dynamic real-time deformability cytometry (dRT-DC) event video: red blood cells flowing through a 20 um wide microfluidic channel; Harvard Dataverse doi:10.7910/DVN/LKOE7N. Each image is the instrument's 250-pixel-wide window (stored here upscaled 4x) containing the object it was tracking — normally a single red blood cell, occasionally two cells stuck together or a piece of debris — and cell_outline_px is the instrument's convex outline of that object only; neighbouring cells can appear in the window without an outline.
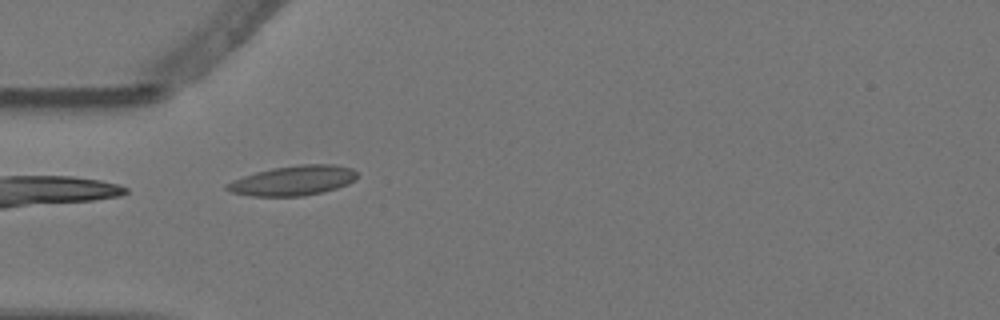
{"species": "Egyptian fruit bat (a non-hibernating species)", "species_latin": "Rousettus aegyptiacus", "temperature_condition": "warm", "stored_images_in_passage": 11, "camera_frame_rate_fps": 3000, "um_per_image_px": 0.085, "animal": {"sex": "female"}, "frame": {"image": 1, "passage_image": 1, "time_ms": 0.0, "image_size_px": [1000, 320], "cell_outline_px": [[356, 176], [348, 184], [324, 192], [304, 196], [252, 196], [232, 192], [224, 188], [224, 184], [232, 180], [256, 172], [272, 168], [300, 164], [336, 164], [352, 168], [356, 172]], "centroid_in_image_um": [24.9, 15.34], "position_along_channel_um": 60.1, "area_um2": 22.66}}
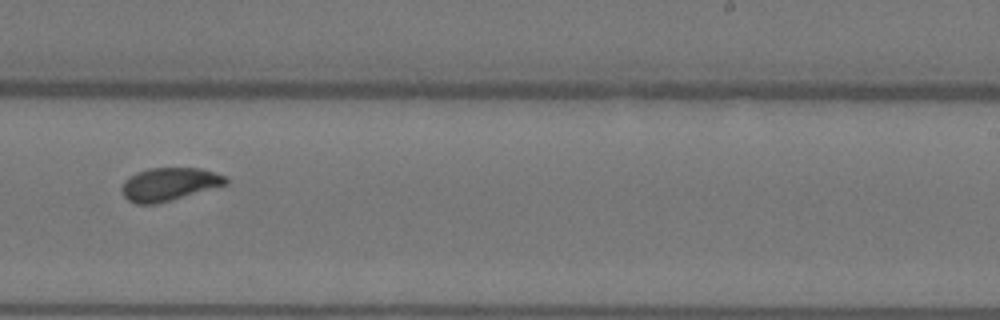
{"frame": {"image": 2, "passage_image": 6, "time_ms": 1.667, "image_size_px": [1000, 320], "cell_outline_px": [[228, 184], [156, 204], [136, 204], [128, 200], [124, 196], [120, 188], [124, 180], [128, 176], [136, 172], [148, 168], [200, 168], [224, 176], [228, 180]], "centroid_in_image_um": [14.32, 15.65], "position_along_channel_um": 274.7, "area_um2": 20.0}}
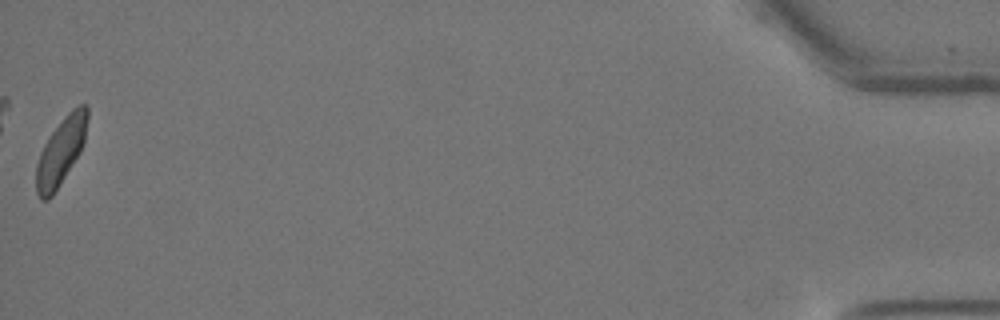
{"frame": {"image": 3, "passage_image": 11, "time_ms": 3.333, "image_size_px": [1000, 320], "cell_outline_px": [[88, 116], [84, 140], [80, 152], [52, 196], [48, 200], [40, 200], [36, 192], [36, 164], [40, 152], [48, 136], [64, 116], [72, 108], [80, 104], [88, 104]], "centroid_in_image_um": [5.16, 12.84], "position_along_channel_um": 430.0, "area_um2": 20.0}}